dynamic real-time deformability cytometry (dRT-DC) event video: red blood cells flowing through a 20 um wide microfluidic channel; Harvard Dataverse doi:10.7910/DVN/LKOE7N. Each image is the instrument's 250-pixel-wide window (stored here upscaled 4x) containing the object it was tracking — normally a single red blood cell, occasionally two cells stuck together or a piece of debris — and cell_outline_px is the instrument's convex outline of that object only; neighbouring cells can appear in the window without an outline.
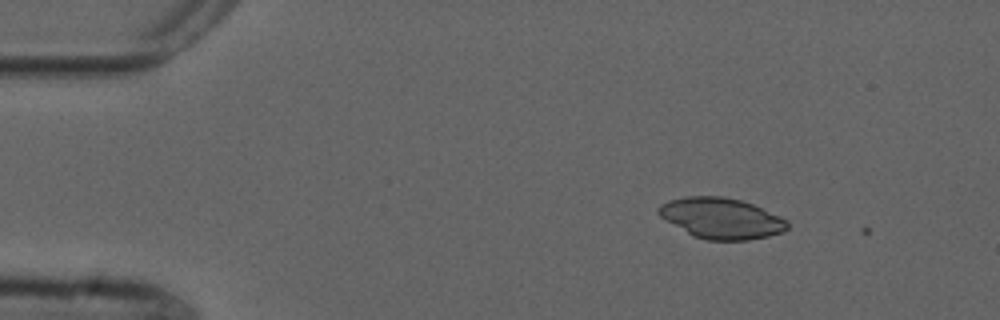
{"species": "common noctule bat (a hibernating species)", "species_latin": "Nyctalus noctula", "temperature_condition": "cold", "stored_images_in_passage": 2, "camera_frame_rate_fps": 3000, "um_per_image_px": 0.085, "animal": {"sex": "male", "forearm_length_mm": 52.5}, "frame": {"image": 1, "passage_image": 1, "time_ms": 0.0, "image_size_px": [1000, 320], "cell_outline_px": [[788, 228], [784, 232], [768, 236], [748, 240], [708, 240], [692, 236], [660, 216], [656, 212], [656, 208], [660, 204], [668, 200], [684, 196], [724, 196], [740, 200], [752, 204], [780, 216], [788, 220]], "centroid_in_image_um": [61.29, 18.55], "position_along_channel_um": 23.7, "area_um2": 30.75}}